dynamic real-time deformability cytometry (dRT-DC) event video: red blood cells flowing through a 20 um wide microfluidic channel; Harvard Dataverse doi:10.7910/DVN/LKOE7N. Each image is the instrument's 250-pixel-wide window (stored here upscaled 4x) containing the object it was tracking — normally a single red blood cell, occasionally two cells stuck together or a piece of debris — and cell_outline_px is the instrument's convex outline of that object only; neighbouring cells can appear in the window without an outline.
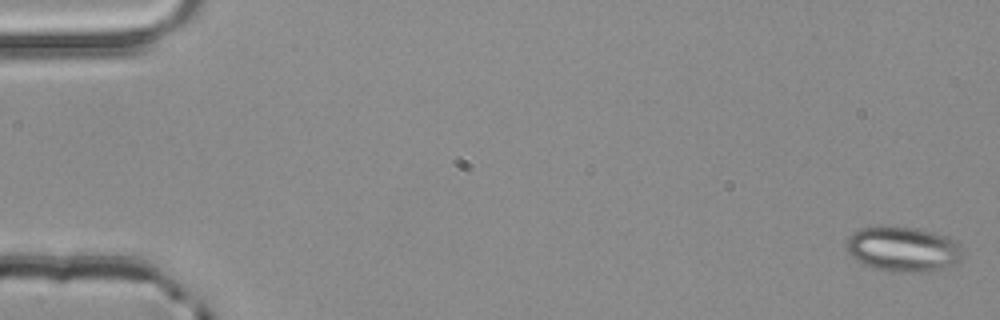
{"species": "common noctule bat (a hibernating species)", "species_latin": "Nyctalus noctula", "temperature_condition": "room temperature", "stored_images_in_passage": 3, "camera_frame_rate_fps": 3000, "um_per_image_px": 0.085, "animal": {"sex": "male", "body_mass_g": 20.4}, "frame": {"image": 1, "passage_image": 1, "time_ms": 0.0, "image_size_px": [1000, 320], "cell_outline_px": [[964, 256], [960, 260], [952, 264], [932, 272], [916, 272], [876, 268], [856, 260], [848, 252], [844, 244], [848, 236], [852, 232], [864, 228], [916, 228], [944, 236], [960, 244]], "centroid_in_image_um": [76.76, 21.19], "position_along_channel_um": 8.2, "area_um2": 29.71}}